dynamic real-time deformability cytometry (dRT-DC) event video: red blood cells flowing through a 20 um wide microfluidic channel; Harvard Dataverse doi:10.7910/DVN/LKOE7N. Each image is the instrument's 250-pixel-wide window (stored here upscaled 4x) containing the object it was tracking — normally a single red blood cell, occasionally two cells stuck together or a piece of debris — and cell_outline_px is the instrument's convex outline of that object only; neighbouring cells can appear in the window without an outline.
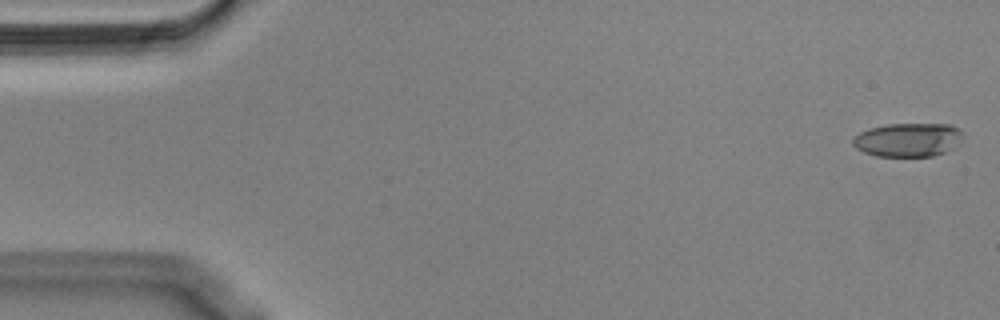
{"species": "Egyptian fruit bat (a non-hibernating species)", "species_latin": "Rousettus aegyptiacus", "temperature_condition": "cold", "stored_images_in_passage": 55, "camera_frame_rate_fps": 3000, "um_per_image_px": 0.085, "animal": {"sex": "male"}, "frame": {"image": 1, "passage_image": 1, "time_ms": 0.0, "image_size_px": [1000, 320], "cell_outline_px": [[964, 132], [952, 148], [944, 152], [932, 156], [876, 156], [864, 152], [856, 148], [852, 144], [852, 136], [868, 128], [888, 124], [948, 124]], "centroid_in_image_um": [77.1, 11.88], "position_along_channel_um": 7.9, "area_um2": 21.5}}
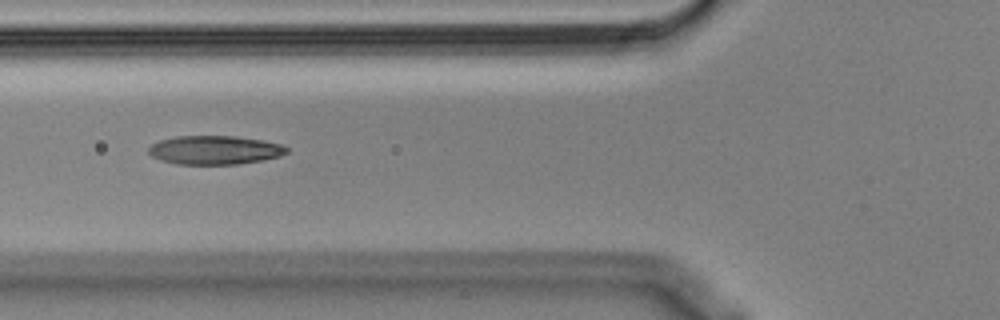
{"frame": {"image": 2, "passage_image": 20, "time_ms": 6.333, "image_size_px": [1000, 320], "cell_outline_px": [[288, 152], [280, 156], [264, 160], [236, 164], [176, 164], [160, 160], [152, 156], [148, 152], [148, 148], [152, 144], [160, 140], [176, 136], [236, 136], [264, 140], [280, 144], [288, 148]], "centroid_in_image_um": [18.25, 12.75], "position_along_channel_um": 107.5, "area_um2": 23.24}}
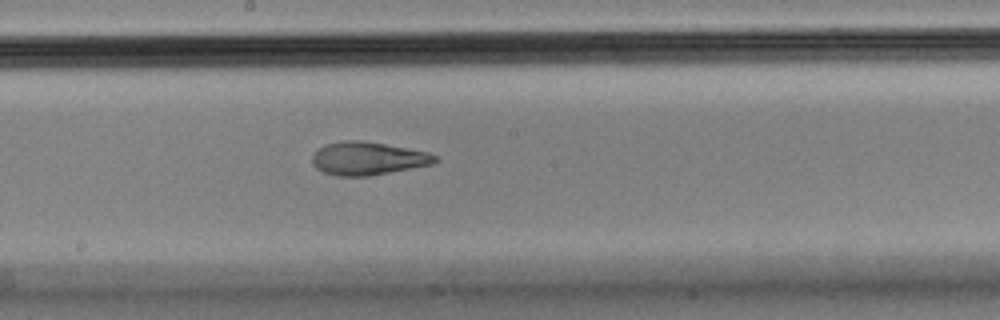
{"frame": {"image": 3, "passage_image": 29, "time_ms": 9.333, "image_size_px": [1000, 320], "cell_outline_px": [[436, 160], [432, 164], [368, 176], [336, 176], [324, 172], [316, 168], [312, 164], [312, 156], [324, 144], [344, 140], [360, 140], [384, 144], [428, 152], [436, 156]], "centroid_in_image_um": [31.22, 13.47], "position_along_channel_um": 217.0, "area_um2": 23.41}, "authors_computed_cell_mechanics": {"area_um2": 23.5246, "velocity_mm_per_s": 3.6309, "shape_relaxation_time_tau1_ms": null, "shape_relaxation_time_tau2_ms": 2.5958, "deformation_change_tau1": null, "deformation_change_tau2": 0.097}}